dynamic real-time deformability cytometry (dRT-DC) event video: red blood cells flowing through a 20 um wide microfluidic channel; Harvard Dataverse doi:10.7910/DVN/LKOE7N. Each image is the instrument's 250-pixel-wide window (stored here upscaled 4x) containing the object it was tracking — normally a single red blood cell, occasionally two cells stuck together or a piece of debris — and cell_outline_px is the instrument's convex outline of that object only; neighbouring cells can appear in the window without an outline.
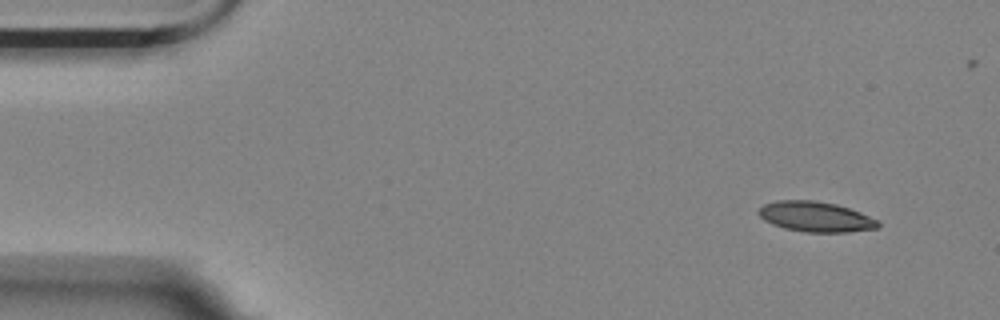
{"species": "Egyptian fruit bat (a non-hibernating species)", "species_latin": "Rousettus aegyptiacus", "temperature_condition": "room temperature", "stored_images_in_passage": 6, "camera_frame_rate_fps": 3000, "um_per_image_px": 0.085, "animal": {"sex": "female"}, "frame": {"image": 1, "passage_image": 1, "time_ms": 0.0, "image_size_px": [1000, 320], "cell_outline_px": [[880, 228], [848, 232], [804, 232], [784, 228], [772, 224], [764, 220], [756, 212], [764, 204], [776, 200], [812, 200], [836, 204], [860, 212], [880, 220]], "centroid_in_image_um": [69.35, 18.42], "position_along_channel_um": 15.7, "area_um2": 21.21}}
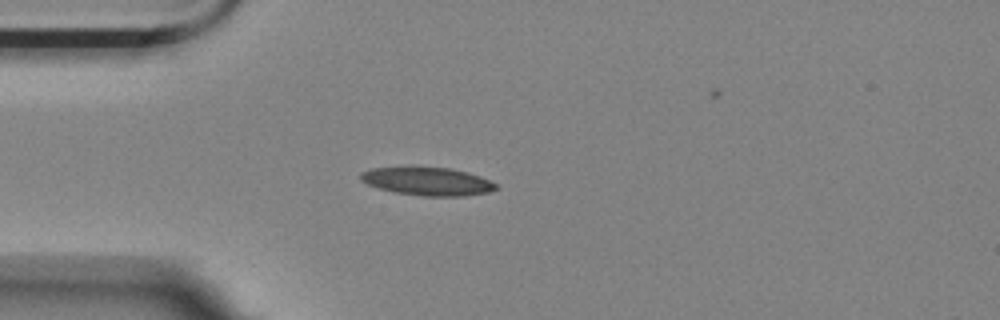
{"frame": {"image": 2, "passage_image": 4, "time_ms": 3.333, "image_size_px": [1000, 320], "cell_outline_px": [[500, 188], [488, 192], [464, 196], [424, 196], [392, 192], [368, 184], [360, 180], [360, 172], [372, 168], [448, 168], [468, 172], [480, 176], [496, 184]], "centroid_in_image_um": [36.35, 15.43], "position_along_channel_um": 48.6, "area_um2": 21.91}}